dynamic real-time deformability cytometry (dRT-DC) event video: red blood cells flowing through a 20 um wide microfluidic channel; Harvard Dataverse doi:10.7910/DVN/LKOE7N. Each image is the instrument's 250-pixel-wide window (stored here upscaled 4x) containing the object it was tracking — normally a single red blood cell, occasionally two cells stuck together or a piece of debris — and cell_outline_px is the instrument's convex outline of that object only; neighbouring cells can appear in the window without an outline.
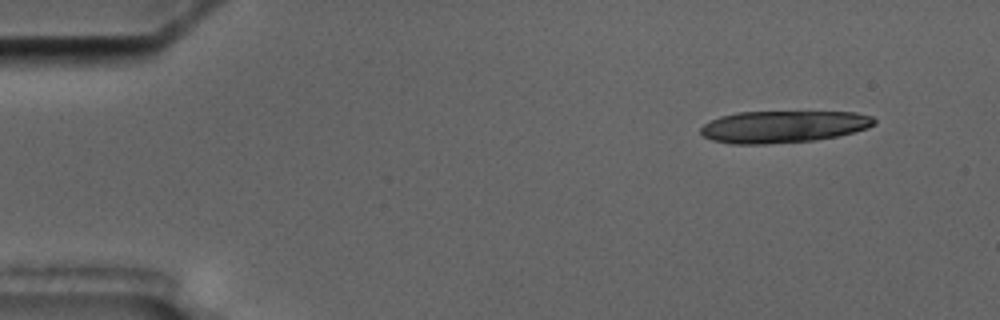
{"species": "common noctule bat (a hibernating species)", "species_latin": "Nyctalus noctula", "temperature_condition": "cold", "stored_images_in_passage": 8, "camera_frame_rate_fps": 3000, "um_per_image_px": 0.085, "animal": {"sex": "male", "body_mass_g": 17.5, "forearm_length_mm": 52.3}, "frame": {"image": 1, "passage_image": 2, "time_ms": 1.333, "image_size_px": [1000, 320], "cell_outline_px": [[876, 124], [868, 128], [836, 136], [816, 140], [768, 144], [732, 144], [712, 140], [704, 136], [700, 132], [700, 128], [704, 124], [720, 116], [736, 112], [856, 112], [872, 116], [876, 120]], "centroid_in_image_um": [66.58, 10.76], "position_along_channel_um": 18.4, "area_um2": 32.43}}
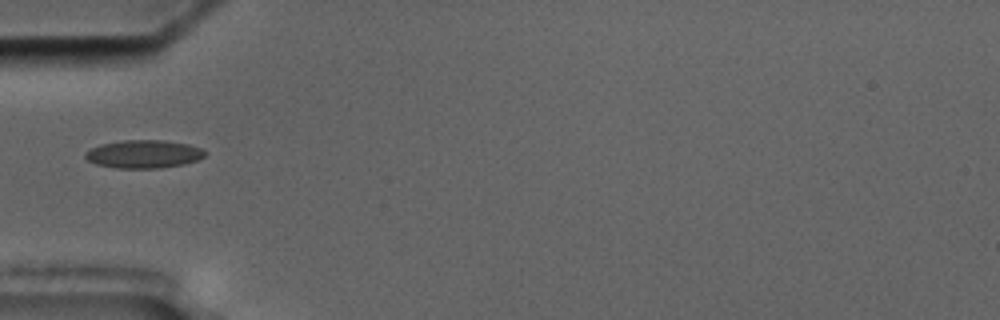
{"frame": {"image": 2, "passage_image": 6, "time_ms": 6.0, "image_size_px": [1000, 320], "cell_outline_px": [[204, 156], [196, 160], [184, 164], [160, 168], [116, 168], [96, 164], [88, 160], [84, 156], [84, 152], [100, 144], [124, 140], [164, 140], [188, 144], [204, 148]], "centroid_in_image_um": [12.2, 13.09], "position_along_channel_um": 72.8, "area_um2": 19.59}}